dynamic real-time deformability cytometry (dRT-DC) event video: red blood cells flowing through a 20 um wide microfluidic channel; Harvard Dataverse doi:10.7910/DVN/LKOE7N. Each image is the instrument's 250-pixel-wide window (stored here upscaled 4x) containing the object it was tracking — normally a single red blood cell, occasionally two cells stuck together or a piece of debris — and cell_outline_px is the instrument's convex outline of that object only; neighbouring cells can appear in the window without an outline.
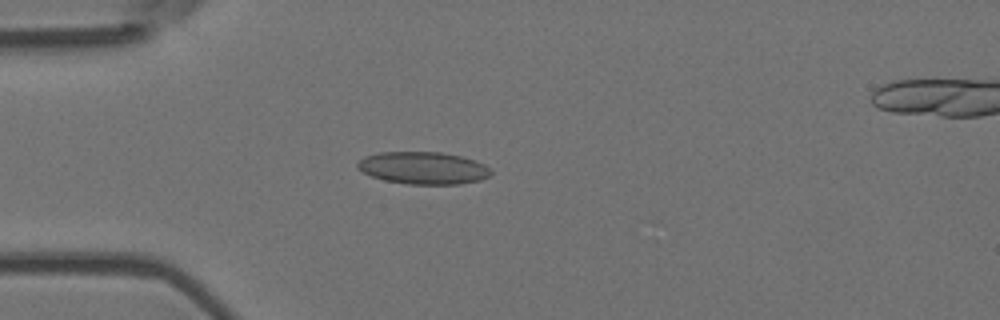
{"species": "Egyptian fruit bat (a non-hibernating species)", "species_latin": "Rousettus aegyptiacus", "temperature_condition": "room temperature", "stored_images_in_passage": 5, "camera_frame_rate_fps": 3000, "um_per_image_px": 0.085, "animal": {"sex": "female"}, "frame": {"image": 1, "passage_image": 4, "time_ms": 1.0, "image_size_px": [1000, 320], "cell_outline_px": [[492, 172], [488, 176], [480, 180], [460, 184], [408, 184], [384, 180], [372, 176], [356, 168], [356, 164], [364, 156], [380, 152], [440, 152], [460, 156], [476, 160], [484, 164]], "centroid_in_image_um": [35.96, 14.27], "position_along_channel_um": 49.0, "area_um2": 25.09}}